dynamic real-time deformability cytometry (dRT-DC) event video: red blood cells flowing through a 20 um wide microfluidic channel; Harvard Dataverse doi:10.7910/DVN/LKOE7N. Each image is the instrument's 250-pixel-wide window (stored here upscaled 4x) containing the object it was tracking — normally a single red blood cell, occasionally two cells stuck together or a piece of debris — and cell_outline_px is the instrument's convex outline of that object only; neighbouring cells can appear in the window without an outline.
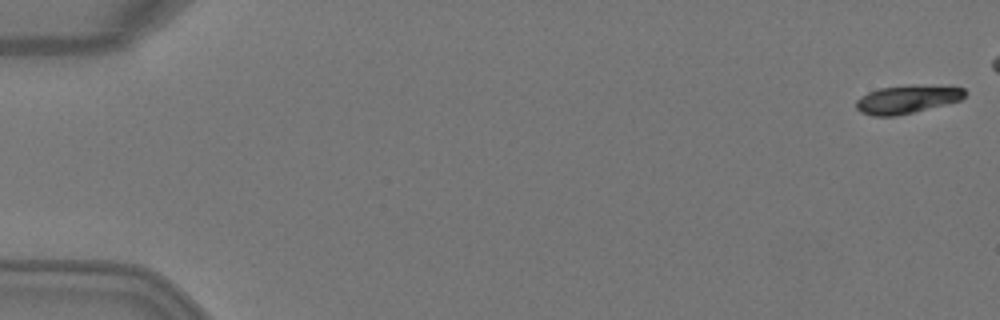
{"species": "Egyptian fruit bat (a non-hibernating species)", "species_latin": "Rousettus aegyptiacus", "temperature_condition": "warm", "stored_images_in_passage": 8, "camera_frame_rate_fps": 3000, "um_per_image_px": 0.085, "animal": {"sex": "female"}, "frame": {"image": 1, "passage_image": 1, "time_ms": 0.0, "image_size_px": [1000, 320], "cell_outline_px": [[968, 92], [960, 100], [896, 116], [872, 116], [860, 112], [856, 108], [856, 100], [860, 96], [868, 92], [880, 88], [908, 84], [912, 84], [964, 88]], "centroid_in_image_um": [77.05, 8.43], "position_along_channel_um": 7.9, "area_um2": 17.86}}
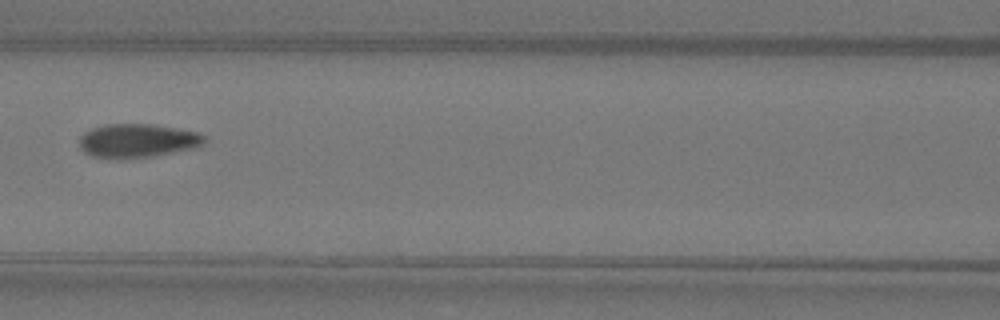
{"frame": {"image": 2, "passage_image": 8, "time_ms": 2.333, "image_size_px": [1000, 320], "cell_outline_px": [[208, 140], [204, 144], [196, 148], [152, 156], [120, 160], [116, 160], [92, 156], [84, 152], [80, 148], [80, 136], [84, 132], [92, 128], [104, 124], [152, 124], [200, 132]], "centroid_in_image_um": [11.69, 11.97], "position_along_channel_um": 154.9, "area_um2": 25.09}}